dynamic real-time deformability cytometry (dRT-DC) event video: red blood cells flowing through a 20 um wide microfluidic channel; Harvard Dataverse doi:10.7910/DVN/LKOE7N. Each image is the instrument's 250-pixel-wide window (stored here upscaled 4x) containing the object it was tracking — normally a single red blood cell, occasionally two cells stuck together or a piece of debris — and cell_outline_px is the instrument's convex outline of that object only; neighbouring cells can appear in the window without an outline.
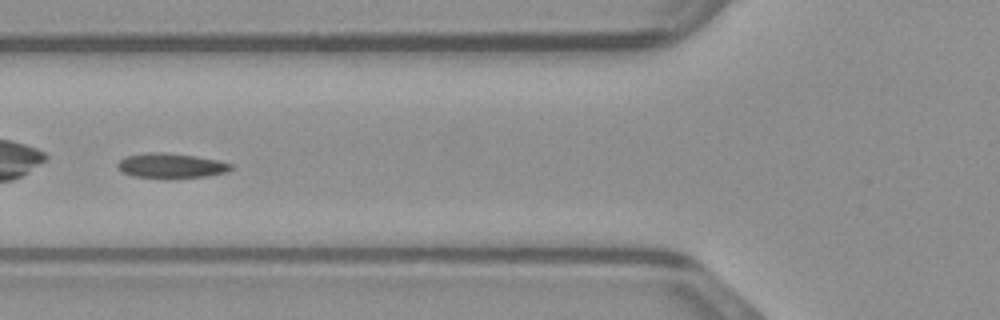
{"species": "common noctule bat (a hibernating species)", "species_latin": "Nyctalus noctula", "temperature_condition": "warm", "stored_images_in_passage": 33, "camera_frame_rate_fps": 3000, "um_per_image_px": 0.085, "animal": {"sex": "male", "body_mass_g": 23.1, "forearm_length_mm": 52.7}, "frame": {"image": 1, "passage_image": 10, "time_ms": 3.0, "image_size_px": [1000, 320], "cell_outline_px": [[232, 168], [228, 172], [208, 176], [168, 180], [164, 180], [132, 176], [124, 172], [116, 164], [120, 160], [128, 156], [148, 152], [164, 152], [196, 156], [216, 160], [232, 164]], "centroid_in_image_um": [14.56, 14.12], "position_along_channel_um": 111.2, "area_um2": 16.82}}